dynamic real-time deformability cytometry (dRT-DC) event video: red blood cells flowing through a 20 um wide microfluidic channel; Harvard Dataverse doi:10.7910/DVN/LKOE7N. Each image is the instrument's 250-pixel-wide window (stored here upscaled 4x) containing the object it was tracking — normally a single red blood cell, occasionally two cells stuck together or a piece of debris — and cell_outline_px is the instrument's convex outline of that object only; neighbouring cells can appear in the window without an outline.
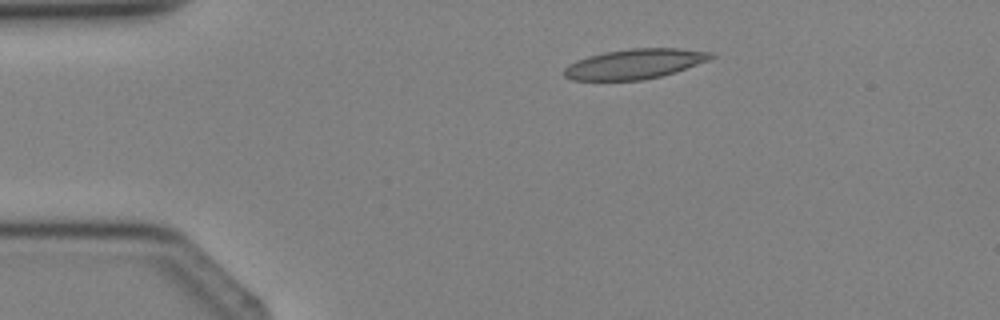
{"species": "Egyptian fruit bat (a non-hibernating species)", "species_latin": "Rousettus aegyptiacus", "temperature_condition": "cold", "stored_images_in_passage": 4, "camera_frame_rate_fps": 3000, "um_per_image_px": 0.085, "animal": {"sex": "female"}, "frame": {"image": 1, "passage_image": 2, "time_ms": 1.0, "image_size_px": [1000, 320], "cell_outline_px": [[716, 56], [708, 60], [676, 72], [644, 80], [572, 80], [564, 76], [564, 68], [568, 64], [576, 60], [588, 56], [604, 52], [632, 48], [680, 48], [712, 52]], "centroid_in_image_um": [53.95, 5.43], "position_along_channel_um": 31.1, "area_um2": 25.66}}